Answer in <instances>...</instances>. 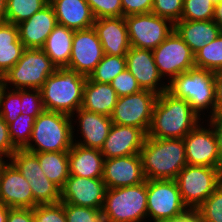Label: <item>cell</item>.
Wrapping results in <instances>:
<instances>
[{
  "mask_svg": "<svg viewBox=\"0 0 222 222\" xmlns=\"http://www.w3.org/2000/svg\"><path fill=\"white\" fill-rule=\"evenodd\" d=\"M202 121L187 101L164 91L154 104L147 137L183 139Z\"/></svg>",
  "mask_w": 222,
  "mask_h": 222,
  "instance_id": "obj_1",
  "label": "cell"
},
{
  "mask_svg": "<svg viewBox=\"0 0 222 222\" xmlns=\"http://www.w3.org/2000/svg\"><path fill=\"white\" fill-rule=\"evenodd\" d=\"M140 156L146 180H175L187 165L183 139L146 137Z\"/></svg>",
  "mask_w": 222,
  "mask_h": 222,
  "instance_id": "obj_2",
  "label": "cell"
},
{
  "mask_svg": "<svg viewBox=\"0 0 222 222\" xmlns=\"http://www.w3.org/2000/svg\"><path fill=\"white\" fill-rule=\"evenodd\" d=\"M167 91L174 97L187 101L203 120L214 114L216 101L214 72L193 67L174 77L168 83Z\"/></svg>",
  "mask_w": 222,
  "mask_h": 222,
  "instance_id": "obj_3",
  "label": "cell"
},
{
  "mask_svg": "<svg viewBox=\"0 0 222 222\" xmlns=\"http://www.w3.org/2000/svg\"><path fill=\"white\" fill-rule=\"evenodd\" d=\"M87 77L67 68H57L41 90L45 110L72 116L82 106Z\"/></svg>",
  "mask_w": 222,
  "mask_h": 222,
  "instance_id": "obj_4",
  "label": "cell"
},
{
  "mask_svg": "<svg viewBox=\"0 0 222 222\" xmlns=\"http://www.w3.org/2000/svg\"><path fill=\"white\" fill-rule=\"evenodd\" d=\"M73 144L71 116L44 110L35 119L31 138L24 149L32 153L68 152Z\"/></svg>",
  "mask_w": 222,
  "mask_h": 222,
  "instance_id": "obj_5",
  "label": "cell"
},
{
  "mask_svg": "<svg viewBox=\"0 0 222 222\" xmlns=\"http://www.w3.org/2000/svg\"><path fill=\"white\" fill-rule=\"evenodd\" d=\"M102 212L105 222H148L147 180L135 186L107 189Z\"/></svg>",
  "mask_w": 222,
  "mask_h": 222,
  "instance_id": "obj_6",
  "label": "cell"
},
{
  "mask_svg": "<svg viewBox=\"0 0 222 222\" xmlns=\"http://www.w3.org/2000/svg\"><path fill=\"white\" fill-rule=\"evenodd\" d=\"M56 70L42 49L25 48L18 62L1 79L10 89H41Z\"/></svg>",
  "mask_w": 222,
  "mask_h": 222,
  "instance_id": "obj_7",
  "label": "cell"
},
{
  "mask_svg": "<svg viewBox=\"0 0 222 222\" xmlns=\"http://www.w3.org/2000/svg\"><path fill=\"white\" fill-rule=\"evenodd\" d=\"M175 180L187 208L197 209L222 182V170L187 164Z\"/></svg>",
  "mask_w": 222,
  "mask_h": 222,
  "instance_id": "obj_8",
  "label": "cell"
},
{
  "mask_svg": "<svg viewBox=\"0 0 222 222\" xmlns=\"http://www.w3.org/2000/svg\"><path fill=\"white\" fill-rule=\"evenodd\" d=\"M152 53L158 71L167 83L195 67L194 53L175 30Z\"/></svg>",
  "mask_w": 222,
  "mask_h": 222,
  "instance_id": "obj_9",
  "label": "cell"
},
{
  "mask_svg": "<svg viewBox=\"0 0 222 222\" xmlns=\"http://www.w3.org/2000/svg\"><path fill=\"white\" fill-rule=\"evenodd\" d=\"M131 47L154 50L174 30L168 19L149 13L125 17Z\"/></svg>",
  "mask_w": 222,
  "mask_h": 222,
  "instance_id": "obj_10",
  "label": "cell"
},
{
  "mask_svg": "<svg viewBox=\"0 0 222 222\" xmlns=\"http://www.w3.org/2000/svg\"><path fill=\"white\" fill-rule=\"evenodd\" d=\"M157 97L158 94L155 92L144 89L128 96L118 97L110 116L112 123L140 128L147 134Z\"/></svg>",
  "mask_w": 222,
  "mask_h": 222,
  "instance_id": "obj_11",
  "label": "cell"
},
{
  "mask_svg": "<svg viewBox=\"0 0 222 222\" xmlns=\"http://www.w3.org/2000/svg\"><path fill=\"white\" fill-rule=\"evenodd\" d=\"M186 210L176 180H147L148 222L175 217Z\"/></svg>",
  "mask_w": 222,
  "mask_h": 222,
  "instance_id": "obj_12",
  "label": "cell"
},
{
  "mask_svg": "<svg viewBox=\"0 0 222 222\" xmlns=\"http://www.w3.org/2000/svg\"><path fill=\"white\" fill-rule=\"evenodd\" d=\"M186 160L189 165L220 168L222 162L217 140L211 125L203 120L184 138Z\"/></svg>",
  "mask_w": 222,
  "mask_h": 222,
  "instance_id": "obj_13",
  "label": "cell"
},
{
  "mask_svg": "<svg viewBox=\"0 0 222 222\" xmlns=\"http://www.w3.org/2000/svg\"><path fill=\"white\" fill-rule=\"evenodd\" d=\"M71 119L74 143L100 150L113 124L111 118L79 108Z\"/></svg>",
  "mask_w": 222,
  "mask_h": 222,
  "instance_id": "obj_14",
  "label": "cell"
},
{
  "mask_svg": "<svg viewBox=\"0 0 222 222\" xmlns=\"http://www.w3.org/2000/svg\"><path fill=\"white\" fill-rule=\"evenodd\" d=\"M103 56L102 44L93 27L75 30L67 69L89 77Z\"/></svg>",
  "mask_w": 222,
  "mask_h": 222,
  "instance_id": "obj_15",
  "label": "cell"
},
{
  "mask_svg": "<svg viewBox=\"0 0 222 222\" xmlns=\"http://www.w3.org/2000/svg\"><path fill=\"white\" fill-rule=\"evenodd\" d=\"M106 190L102 178L70 175L60 190V202L102 209Z\"/></svg>",
  "mask_w": 222,
  "mask_h": 222,
  "instance_id": "obj_16",
  "label": "cell"
},
{
  "mask_svg": "<svg viewBox=\"0 0 222 222\" xmlns=\"http://www.w3.org/2000/svg\"><path fill=\"white\" fill-rule=\"evenodd\" d=\"M125 57L126 69L135 77L141 89L158 95L167 91L168 83L158 71L152 50L130 47Z\"/></svg>",
  "mask_w": 222,
  "mask_h": 222,
  "instance_id": "obj_17",
  "label": "cell"
},
{
  "mask_svg": "<svg viewBox=\"0 0 222 222\" xmlns=\"http://www.w3.org/2000/svg\"><path fill=\"white\" fill-rule=\"evenodd\" d=\"M102 179L107 189L135 186L145 182L140 154L104 159Z\"/></svg>",
  "mask_w": 222,
  "mask_h": 222,
  "instance_id": "obj_18",
  "label": "cell"
},
{
  "mask_svg": "<svg viewBox=\"0 0 222 222\" xmlns=\"http://www.w3.org/2000/svg\"><path fill=\"white\" fill-rule=\"evenodd\" d=\"M0 203L9 208H33L29 182L10 161L0 171Z\"/></svg>",
  "mask_w": 222,
  "mask_h": 222,
  "instance_id": "obj_19",
  "label": "cell"
},
{
  "mask_svg": "<svg viewBox=\"0 0 222 222\" xmlns=\"http://www.w3.org/2000/svg\"><path fill=\"white\" fill-rule=\"evenodd\" d=\"M146 137L140 128L112 124L100 152L104 159L140 154Z\"/></svg>",
  "mask_w": 222,
  "mask_h": 222,
  "instance_id": "obj_20",
  "label": "cell"
},
{
  "mask_svg": "<svg viewBox=\"0 0 222 222\" xmlns=\"http://www.w3.org/2000/svg\"><path fill=\"white\" fill-rule=\"evenodd\" d=\"M57 24L55 11L48 3L29 19L17 25L19 40L23 43L24 48L41 49Z\"/></svg>",
  "mask_w": 222,
  "mask_h": 222,
  "instance_id": "obj_21",
  "label": "cell"
},
{
  "mask_svg": "<svg viewBox=\"0 0 222 222\" xmlns=\"http://www.w3.org/2000/svg\"><path fill=\"white\" fill-rule=\"evenodd\" d=\"M93 28L102 44L104 54L125 56L130 49L125 17L95 19Z\"/></svg>",
  "mask_w": 222,
  "mask_h": 222,
  "instance_id": "obj_22",
  "label": "cell"
},
{
  "mask_svg": "<svg viewBox=\"0 0 222 222\" xmlns=\"http://www.w3.org/2000/svg\"><path fill=\"white\" fill-rule=\"evenodd\" d=\"M57 23L73 30H85L93 27L95 17L86 0H49Z\"/></svg>",
  "mask_w": 222,
  "mask_h": 222,
  "instance_id": "obj_23",
  "label": "cell"
},
{
  "mask_svg": "<svg viewBox=\"0 0 222 222\" xmlns=\"http://www.w3.org/2000/svg\"><path fill=\"white\" fill-rule=\"evenodd\" d=\"M174 30L194 54L222 32L213 20H179L174 24Z\"/></svg>",
  "mask_w": 222,
  "mask_h": 222,
  "instance_id": "obj_24",
  "label": "cell"
},
{
  "mask_svg": "<svg viewBox=\"0 0 222 222\" xmlns=\"http://www.w3.org/2000/svg\"><path fill=\"white\" fill-rule=\"evenodd\" d=\"M70 175L85 178H102L104 156L98 149L73 144L68 151Z\"/></svg>",
  "mask_w": 222,
  "mask_h": 222,
  "instance_id": "obj_25",
  "label": "cell"
},
{
  "mask_svg": "<svg viewBox=\"0 0 222 222\" xmlns=\"http://www.w3.org/2000/svg\"><path fill=\"white\" fill-rule=\"evenodd\" d=\"M117 100L118 95L110 84L94 82L87 77L81 108L110 117Z\"/></svg>",
  "mask_w": 222,
  "mask_h": 222,
  "instance_id": "obj_26",
  "label": "cell"
},
{
  "mask_svg": "<svg viewBox=\"0 0 222 222\" xmlns=\"http://www.w3.org/2000/svg\"><path fill=\"white\" fill-rule=\"evenodd\" d=\"M75 30L57 24L41 48L57 68H67Z\"/></svg>",
  "mask_w": 222,
  "mask_h": 222,
  "instance_id": "obj_27",
  "label": "cell"
},
{
  "mask_svg": "<svg viewBox=\"0 0 222 222\" xmlns=\"http://www.w3.org/2000/svg\"><path fill=\"white\" fill-rule=\"evenodd\" d=\"M19 40L18 26L6 21L0 22V77L12 68L24 50Z\"/></svg>",
  "mask_w": 222,
  "mask_h": 222,
  "instance_id": "obj_28",
  "label": "cell"
},
{
  "mask_svg": "<svg viewBox=\"0 0 222 222\" xmlns=\"http://www.w3.org/2000/svg\"><path fill=\"white\" fill-rule=\"evenodd\" d=\"M46 177L60 190L70 176L68 152L34 153Z\"/></svg>",
  "mask_w": 222,
  "mask_h": 222,
  "instance_id": "obj_29",
  "label": "cell"
},
{
  "mask_svg": "<svg viewBox=\"0 0 222 222\" xmlns=\"http://www.w3.org/2000/svg\"><path fill=\"white\" fill-rule=\"evenodd\" d=\"M49 3V0H6L4 21L18 25Z\"/></svg>",
  "mask_w": 222,
  "mask_h": 222,
  "instance_id": "obj_30",
  "label": "cell"
},
{
  "mask_svg": "<svg viewBox=\"0 0 222 222\" xmlns=\"http://www.w3.org/2000/svg\"><path fill=\"white\" fill-rule=\"evenodd\" d=\"M194 55L195 67L214 73L222 71V32Z\"/></svg>",
  "mask_w": 222,
  "mask_h": 222,
  "instance_id": "obj_31",
  "label": "cell"
},
{
  "mask_svg": "<svg viewBox=\"0 0 222 222\" xmlns=\"http://www.w3.org/2000/svg\"><path fill=\"white\" fill-rule=\"evenodd\" d=\"M126 68L125 56L104 54L95 70L89 75V78L94 82L110 84Z\"/></svg>",
  "mask_w": 222,
  "mask_h": 222,
  "instance_id": "obj_32",
  "label": "cell"
},
{
  "mask_svg": "<svg viewBox=\"0 0 222 222\" xmlns=\"http://www.w3.org/2000/svg\"><path fill=\"white\" fill-rule=\"evenodd\" d=\"M29 182L47 178L41 169L37 156L25 149H17L9 160Z\"/></svg>",
  "mask_w": 222,
  "mask_h": 222,
  "instance_id": "obj_33",
  "label": "cell"
},
{
  "mask_svg": "<svg viewBox=\"0 0 222 222\" xmlns=\"http://www.w3.org/2000/svg\"><path fill=\"white\" fill-rule=\"evenodd\" d=\"M34 122V117L21 114L16 120L8 124L9 136L16 149H24L28 145Z\"/></svg>",
  "mask_w": 222,
  "mask_h": 222,
  "instance_id": "obj_34",
  "label": "cell"
},
{
  "mask_svg": "<svg viewBox=\"0 0 222 222\" xmlns=\"http://www.w3.org/2000/svg\"><path fill=\"white\" fill-rule=\"evenodd\" d=\"M33 195V208L39 204L60 202V189L48 178L29 181Z\"/></svg>",
  "mask_w": 222,
  "mask_h": 222,
  "instance_id": "obj_35",
  "label": "cell"
},
{
  "mask_svg": "<svg viewBox=\"0 0 222 222\" xmlns=\"http://www.w3.org/2000/svg\"><path fill=\"white\" fill-rule=\"evenodd\" d=\"M196 210L200 222H222V182Z\"/></svg>",
  "mask_w": 222,
  "mask_h": 222,
  "instance_id": "obj_36",
  "label": "cell"
},
{
  "mask_svg": "<svg viewBox=\"0 0 222 222\" xmlns=\"http://www.w3.org/2000/svg\"><path fill=\"white\" fill-rule=\"evenodd\" d=\"M214 7L212 0H184L181 20H213Z\"/></svg>",
  "mask_w": 222,
  "mask_h": 222,
  "instance_id": "obj_37",
  "label": "cell"
},
{
  "mask_svg": "<svg viewBox=\"0 0 222 222\" xmlns=\"http://www.w3.org/2000/svg\"><path fill=\"white\" fill-rule=\"evenodd\" d=\"M22 112L21 89H3L0 105V116L7 124L16 120Z\"/></svg>",
  "mask_w": 222,
  "mask_h": 222,
  "instance_id": "obj_38",
  "label": "cell"
},
{
  "mask_svg": "<svg viewBox=\"0 0 222 222\" xmlns=\"http://www.w3.org/2000/svg\"><path fill=\"white\" fill-rule=\"evenodd\" d=\"M67 222H105L102 209L64 203Z\"/></svg>",
  "mask_w": 222,
  "mask_h": 222,
  "instance_id": "obj_39",
  "label": "cell"
},
{
  "mask_svg": "<svg viewBox=\"0 0 222 222\" xmlns=\"http://www.w3.org/2000/svg\"><path fill=\"white\" fill-rule=\"evenodd\" d=\"M22 115L35 119L45 110L40 89H21Z\"/></svg>",
  "mask_w": 222,
  "mask_h": 222,
  "instance_id": "obj_40",
  "label": "cell"
},
{
  "mask_svg": "<svg viewBox=\"0 0 222 222\" xmlns=\"http://www.w3.org/2000/svg\"><path fill=\"white\" fill-rule=\"evenodd\" d=\"M183 1L184 0H153L151 12L175 24L181 20Z\"/></svg>",
  "mask_w": 222,
  "mask_h": 222,
  "instance_id": "obj_41",
  "label": "cell"
},
{
  "mask_svg": "<svg viewBox=\"0 0 222 222\" xmlns=\"http://www.w3.org/2000/svg\"><path fill=\"white\" fill-rule=\"evenodd\" d=\"M35 222H67L64 203L39 204L33 208Z\"/></svg>",
  "mask_w": 222,
  "mask_h": 222,
  "instance_id": "obj_42",
  "label": "cell"
},
{
  "mask_svg": "<svg viewBox=\"0 0 222 222\" xmlns=\"http://www.w3.org/2000/svg\"><path fill=\"white\" fill-rule=\"evenodd\" d=\"M95 19L121 17L123 9L121 0H86Z\"/></svg>",
  "mask_w": 222,
  "mask_h": 222,
  "instance_id": "obj_43",
  "label": "cell"
},
{
  "mask_svg": "<svg viewBox=\"0 0 222 222\" xmlns=\"http://www.w3.org/2000/svg\"><path fill=\"white\" fill-rule=\"evenodd\" d=\"M110 85L116 91L118 97L128 96L142 90L135 77L127 69L116 76Z\"/></svg>",
  "mask_w": 222,
  "mask_h": 222,
  "instance_id": "obj_44",
  "label": "cell"
},
{
  "mask_svg": "<svg viewBox=\"0 0 222 222\" xmlns=\"http://www.w3.org/2000/svg\"><path fill=\"white\" fill-rule=\"evenodd\" d=\"M123 17L149 13L153 8V0H121Z\"/></svg>",
  "mask_w": 222,
  "mask_h": 222,
  "instance_id": "obj_45",
  "label": "cell"
},
{
  "mask_svg": "<svg viewBox=\"0 0 222 222\" xmlns=\"http://www.w3.org/2000/svg\"><path fill=\"white\" fill-rule=\"evenodd\" d=\"M16 150L9 136L8 124L0 116V157L9 161Z\"/></svg>",
  "mask_w": 222,
  "mask_h": 222,
  "instance_id": "obj_46",
  "label": "cell"
},
{
  "mask_svg": "<svg viewBox=\"0 0 222 222\" xmlns=\"http://www.w3.org/2000/svg\"><path fill=\"white\" fill-rule=\"evenodd\" d=\"M6 222H35L33 208H9Z\"/></svg>",
  "mask_w": 222,
  "mask_h": 222,
  "instance_id": "obj_47",
  "label": "cell"
},
{
  "mask_svg": "<svg viewBox=\"0 0 222 222\" xmlns=\"http://www.w3.org/2000/svg\"><path fill=\"white\" fill-rule=\"evenodd\" d=\"M206 121L213 128L217 140L218 152L222 162V114H213L212 116L207 118Z\"/></svg>",
  "mask_w": 222,
  "mask_h": 222,
  "instance_id": "obj_48",
  "label": "cell"
},
{
  "mask_svg": "<svg viewBox=\"0 0 222 222\" xmlns=\"http://www.w3.org/2000/svg\"><path fill=\"white\" fill-rule=\"evenodd\" d=\"M157 222H200V220L196 209H188L178 216L165 218Z\"/></svg>",
  "mask_w": 222,
  "mask_h": 222,
  "instance_id": "obj_49",
  "label": "cell"
},
{
  "mask_svg": "<svg viewBox=\"0 0 222 222\" xmlns=\"http://www.w3.org/2000/svg\"><path fill=\"white\" fill-rule=\"evenodd\" d=\"M216 101L214 114H222V71L215 73Z\"/></svg>",
  "mask_w": 222,
  "mask_h": 222,
  "instance_id": "obj_50",
  "label": "cell"
},
{
  "mask_svg": "<svg viewBox=\"0 0 222 222\" xmlns=\"http://www.w3.org/2000/svg\"><path fill=\"white\" fill-rule=\"evenodd\" d=\"M213 21L222 29V2L215 4Z\"/></svg>",
  "mask_w": 222,
  "mask_h": 222,
  "instance_id": "obj_51",
  "label": "cell"
},
{
  "mask_svg": "<svg viewBox=\"0 0 222 222\" xmlns=\"http://www.w3.org/2000/svg\"><path fill=\"white\" fill-rule=\"evenodd\" d=\"M9 207L0 203V222H6L8 217Z\"/></svg>",
  "mask_w": 222,
  "mask_h": 222,
  "instance_id": "obj_52",
  "label": "cell"
},
{
  "mask_svg": "<svg viewBox=\"0 0 222 222\" xmlns=\"http://www.w3.org/2000/svg\"><path fill=\"white\" fill-rule=\"evenodd\" d=\"M6 11V0H0V22L4 21Z\"/></svg>",
  "mask_w": 222,
  "mask_h": 222,
  "instance_id": "obj_53",
  "label": "cell"
},
{
  "mask_svg": "<svg viewBox=\"0 0 222 222\" xmlns=\"http://www.w3.org/2000/svg\"><path fill=\"white\" fill-rule=\"evenodd\" d=\"M5 88L3 80L0 78V105H1V97L3 93V89Z\"/></svg>",
  "mask_w": 222,
  "mask_h": 222,
  "instance_id": "obj_54",
  "label": "cell"
},
{
  "mask_svg": "<svg viewBox=\"0 0 222 222\" xmlns=\"http://www.w3.org/2000/svg\"><path fill=\"white\" fill-rule=\"evenodd\" d=\"M5 162L6 161L0 157V167H2Z\"/></svg>",
  "mask_w": 222,
  "mask_h": 222,
  "instance_id": "obj_55",
  "label": "cell"
},
{
  "mask_svg": "<svg viewBox=\"0 0 222 222\" xmlns=\"http://www.w3.org/2000/svg\"><path fill=\"white\" fill-rule=\"evenodd\" d=\"M215 4L222 2V0H212Z\"/></svg>",
  "mask_w": 222,
  "mask_h": 222,
  "instance_id": "obj_56",
  "label": "cell"
}]
</instances>
